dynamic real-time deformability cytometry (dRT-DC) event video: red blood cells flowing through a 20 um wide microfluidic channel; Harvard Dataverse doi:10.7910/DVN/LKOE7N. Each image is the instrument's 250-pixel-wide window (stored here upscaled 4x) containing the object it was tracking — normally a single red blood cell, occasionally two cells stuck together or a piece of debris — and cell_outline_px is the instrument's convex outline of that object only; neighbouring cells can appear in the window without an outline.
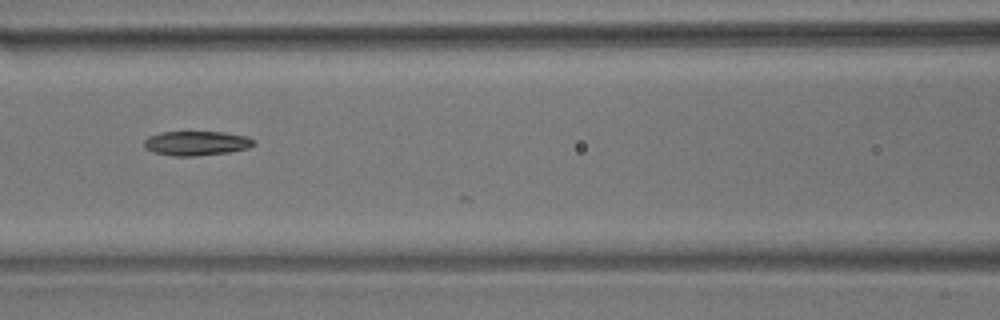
{"species": "common noctule bat (a hibernating species)", "species_latin": "Nyctalus noctula", "temperature_condition": "room temperature", "stored_images_in_passage": 5, "camera_frame_rate_fps": 3000, "um_per_image_px": 0.085, "animal": {"sex": "male", "body_mass_g": 17.9}, "frame": {"image": 1, "passage_image": 4, "time_ms": 1.0, "image_size_px": [1000, 320], "cell_outline_px": [[256, 144], [248, 148], [228, 152], [196, 156], [172, 156], [152, 152], [144, 148], [144, 140], [148, 136], [160, 132], [224, 132], [248, 136]], "centroid_in_image_um": [16.66, 12.17], "position_along_channel_um": 149.9, "area_um2": 15.72}}